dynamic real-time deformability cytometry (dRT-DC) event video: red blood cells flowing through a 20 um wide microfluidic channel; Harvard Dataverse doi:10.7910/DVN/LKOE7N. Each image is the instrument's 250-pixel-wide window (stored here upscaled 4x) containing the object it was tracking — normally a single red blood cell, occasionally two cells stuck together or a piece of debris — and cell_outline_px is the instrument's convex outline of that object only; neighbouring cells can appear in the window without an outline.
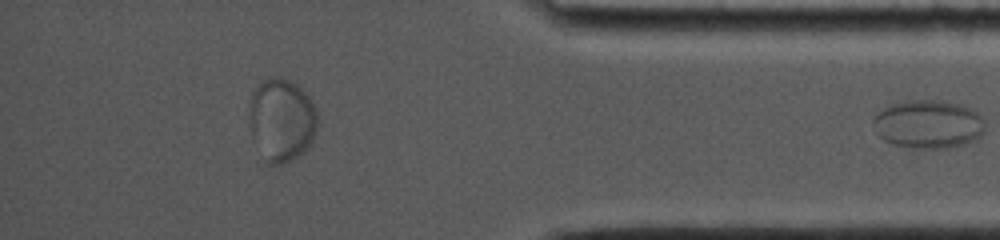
{"species": "common noctule bat (a hibernating species)", "species_latin": "Nyctalus noctula", "temperature_condition": "cold", "stored_images_in_passage": 59, "segment_of_instrument_passage": [2, 2], "camera_frame_rate_fps": 5000, "um_per_image_px": 0.085, "animal": {"sex": "female", "body_mass_g": 19.0, "forearm_length_mm": 53.3}, "frame": {"image": 1, "passage_image": 59, "time_ms": 12.6, "image_size_px": [1000, 240], "cell_outline_px": [[984, 132], [980, 136], [964, 144], [948, 148], [912, 148], [892, 144], [884, 140], [876, 132], [872, 124], [872, 120], [884, 108], [892, 104], [904, 100], [932, 100], [956, 104], [972, 108], [984, 120]], "centroid_in_image_um": [78.89, 10.57], "position_along_channel_um": 356.3, "area_um2": 31.39}}